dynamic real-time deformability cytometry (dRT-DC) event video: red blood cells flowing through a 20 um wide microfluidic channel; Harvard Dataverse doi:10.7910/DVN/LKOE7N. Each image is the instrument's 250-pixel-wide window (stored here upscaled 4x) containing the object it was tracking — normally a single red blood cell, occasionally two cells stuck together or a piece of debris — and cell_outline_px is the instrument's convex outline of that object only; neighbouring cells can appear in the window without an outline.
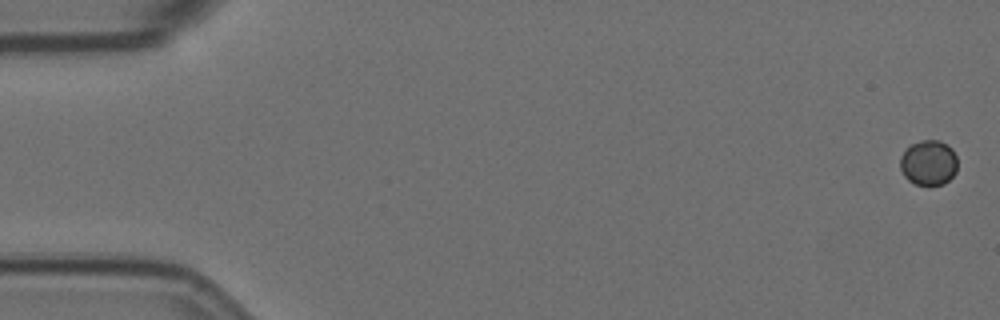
{"species": "Egyptian fruit bat (a non-hibernating species)", "species_latin": "Rousettus aegyptiacus", "temperature_condition": "room temperature", "stored_images_in_passage": 5, "camera_frame_rate_fps": 3000, "um_per_image_px": 0.085, "animal": {"sex": "female"}, "frame": {"image": 1, "passage_image": 1, "time_ms": 0.0, "image_size_px": [1000, 320], "cell_outline_px": [[956, 172], [944, 184], [916, 184], [908, 180], [904, 176], [900, 168], [900, 156], [912, 144], [920, 140], [940, 140], [952, 148], [956, 156]], "centroid_in_image_um": [78.93, 13.82], "position_along_channel_um": 6.1, "area_um2": 14.97}}
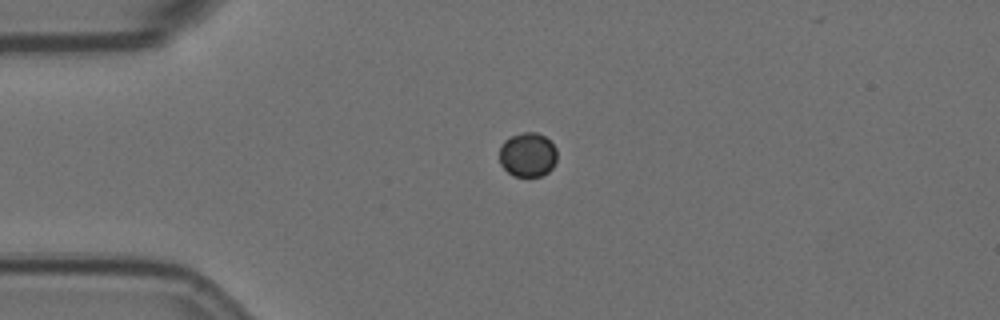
{"frame": {"image": 2, "passage_image": 4, "time_ms": 4.333, "image_size_px": [1000, 320], "cell_outline_px": [[556, 160], [552, 168], [548, 172], [540, 176], [512, 176], [500, 164], [500, 144], [508, 136], [524, 132], [536, 132], [544, 136], [556, 148]], "centroid_in_image_um": [44.83, 13.14], "position_along_channel_um": 40.2, "area_um2": 14.97}}
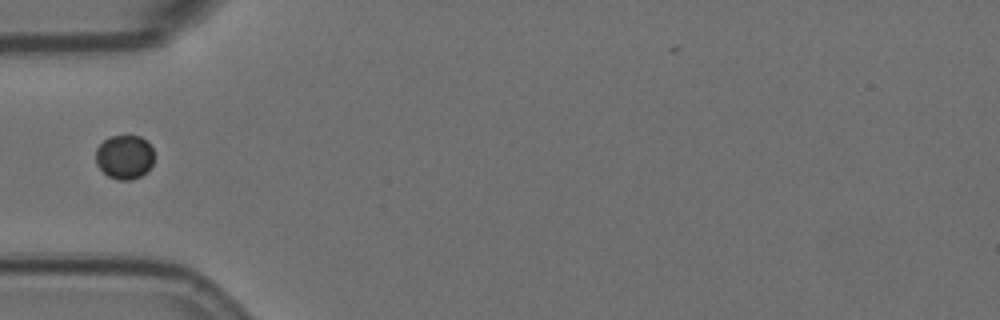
{"frame": {"image": 3, "passage_image": 5, "time_ms": 6.0, "image_size_px": [1000, 320], "cell_outline_px": [[152, 164], [140, 176], [128, 180], [120, 180], [108, 176], [96, 164], [96, 148], [104, 140], [112, 136], [140, 136], [152, 148]], "centroid_in_image_um": [10.55, 13.34], "position_along_channel_um": 74.5, "area_um2": 14.62}}